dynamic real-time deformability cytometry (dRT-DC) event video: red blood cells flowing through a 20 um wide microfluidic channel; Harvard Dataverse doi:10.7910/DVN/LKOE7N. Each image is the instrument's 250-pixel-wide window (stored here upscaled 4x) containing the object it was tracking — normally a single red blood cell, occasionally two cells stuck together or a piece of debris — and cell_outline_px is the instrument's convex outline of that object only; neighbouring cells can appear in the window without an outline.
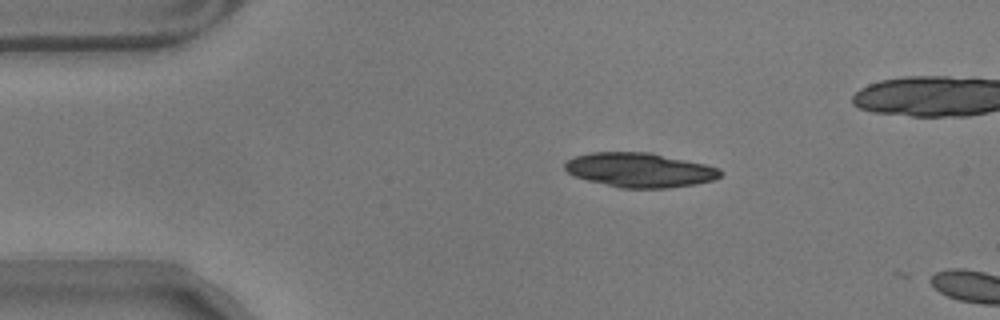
{"species": "common noctule bat (a hibernating species)", "species_latin": "Nyctalus noctula", "temperature_condition": "warm", "stored_images_in_passage": 5, "camera_frame_rate_fps": 3000, "um_per_image_px": 0.085, "animal": {"sex": "male", "body_mass_g": 17.9}, "frame": {"image": 1, "passage_image": 2, "time_ms": 0.333, "image_size_px": [1000, 320], "cell_outline_px": [[724, 172], [720, 176], [712, 180], [696, 184], [668, 188], [620, 188], [588, 180], [576, 176], [568, 172], [564, 168], [564, 164], [568, 160], [576, 156], [592, 152], [648, 152], [704, 164], [720, 168]], "centroid_in_image_um": [54.39, 14.45], "position_along_channel_um": 30.6, "area_um2": 30.98}}